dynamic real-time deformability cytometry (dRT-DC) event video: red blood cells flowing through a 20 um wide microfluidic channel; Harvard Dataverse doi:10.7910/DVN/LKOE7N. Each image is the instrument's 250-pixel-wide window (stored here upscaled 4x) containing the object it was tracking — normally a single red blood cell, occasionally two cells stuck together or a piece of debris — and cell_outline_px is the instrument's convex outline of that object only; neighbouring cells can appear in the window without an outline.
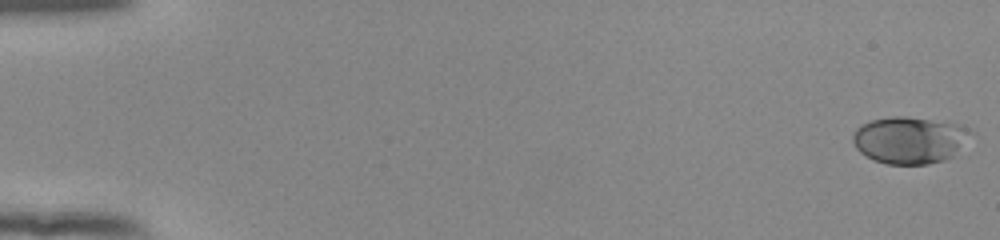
{"species": "human", "species_latin": "Homo sapiens", "temperature_condition": "room temperature", "stored_images_in_passage": 54, "camera_frame_rate_fps": 3000, "um_per_image_px": 0.085, "donor": {"sex": "female"}, "frame": {"image": 1, "passage_image": 1, "time_ms": 0.0, "image_size_px": [1000, 240], "cell_outline_px": [[976, 132], [952, 156], [944, 160], [928, 164], [888, 164], [872, 160], [864, 156], [856, 148], [852, 140], [852, 136], [856, 128], [872, 120], [888, 116], [904, 116], [948, 120], [960, 124]], "centroid_in_image_um": [77.36, 11.88], "position_along_channel_um": 7.6, "area_um2": 32.95}}
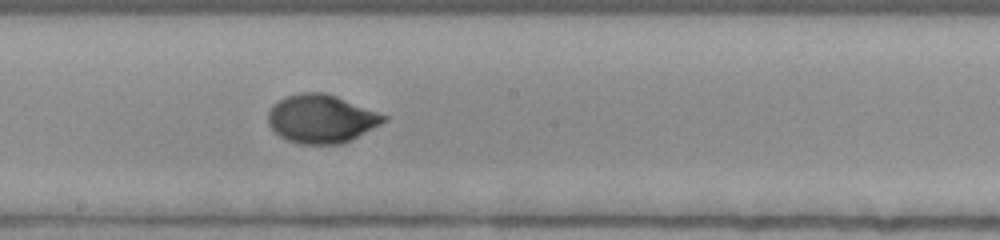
{"frame": {"image": 2, "passage_image": 31, "time_ms": 10.0, "image_size_px": [1000, 240], "cell_outline_px": [[388, 120], [340, 144], [300, 144], [288, 140], [280, 136], [268, 124], [268, 112], [272, 104], [276, 100], [284, 96], [300, 92], [324, 92], [336, 96], [388, 116]], "centroid_in_image_um": [27.25, 10.07], "position_along_channel_um": 220.9, "area_um2": 32.43}}
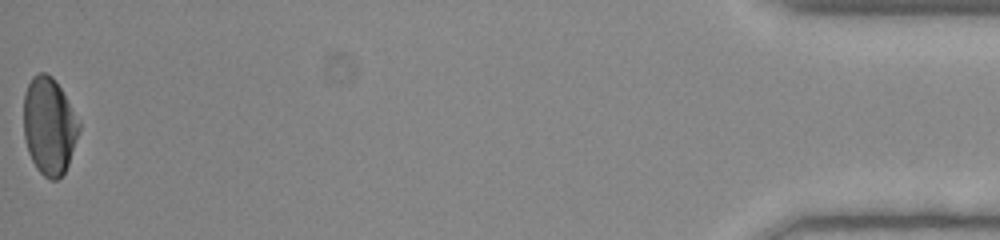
{"frame": {"image": 3, "passage_image": 54, "time_ms": 17.667, "image_size_px": [1000, 240], "cell_outline_px": [[80, 128], [68, 164], [64, 172], [56, 180], [48, 180], [36, 168], [28, 152], [24, 136], [24, 92], [32, 76], [40, 72], [44, 72], [52, 76], [60, 88], [80, 120]], "centroid_in_image_um": [4.17, 10.7], "position_along_channel_um": 431.0, "area_um2": 31.33}, "authors_computed_cell_mechanics": {"area_um2": 31.4143, "velocity_mm_per_s": 3.9159, "shape_relaxation_time_tau1_ms": 3.1595, "shape_relaxation_time_tau2_ms": null, "deformation_change_tau1": 0.1709, "deformation_change_tau2": null}}